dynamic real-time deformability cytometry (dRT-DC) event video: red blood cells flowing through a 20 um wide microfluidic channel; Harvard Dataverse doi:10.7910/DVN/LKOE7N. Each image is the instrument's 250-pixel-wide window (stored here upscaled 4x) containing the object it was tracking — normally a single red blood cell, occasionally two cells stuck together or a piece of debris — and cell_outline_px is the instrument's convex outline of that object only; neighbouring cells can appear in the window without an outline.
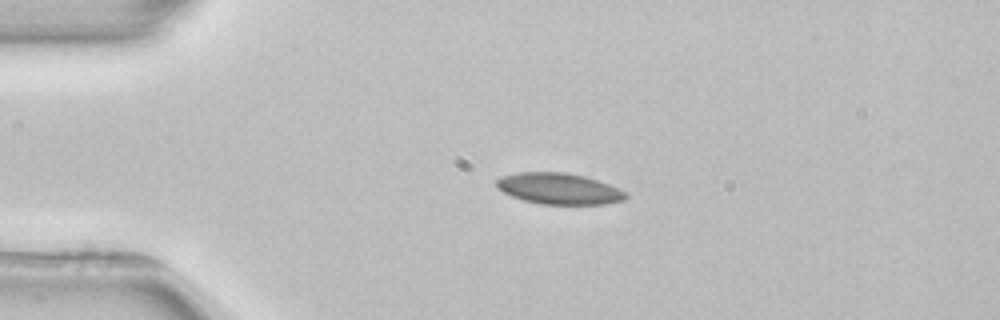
{"species": "common noctule bat (a hibernating species)", "species_latin": "Nyctalus noctula", "temperature_condition": "room temperature", "stored_images_in_passage": 2, "camera_frame_rate_fps": 3000, "um_per_image_px": 0.085, "animal": {"sex": "female", "body_mass_g": 22.7, "forearm_length_mm": 54.2}, "frame": {"image": 1, "passage_image": 1, "time_ms": 0.0, "image_size_px": [1000, 320], "cell_outline_px": [[628, 196], [624, 200], [604, 204], [540, 204], [524, 200], [512, 196], [496, 188], [496, 180], [504, 176], [520, 172], [564, 172], [584, 176], [608, 184], [624, 192]], "centroid_in_image_um": [47.49, 16.04], "position_along_channel_um": 37.5, "area_um2": 23.18}}